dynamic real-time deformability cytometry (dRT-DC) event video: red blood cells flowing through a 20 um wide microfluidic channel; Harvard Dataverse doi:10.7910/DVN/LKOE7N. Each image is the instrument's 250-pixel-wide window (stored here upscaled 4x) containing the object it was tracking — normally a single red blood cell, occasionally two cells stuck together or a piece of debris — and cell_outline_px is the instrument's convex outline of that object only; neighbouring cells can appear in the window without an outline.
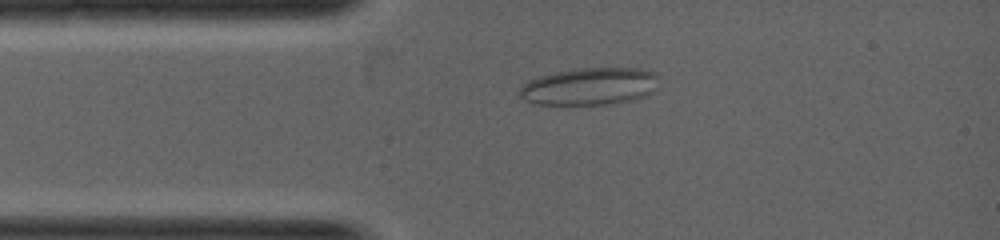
{"species": "common noctule bat (a hibernating species)", "species_latin": "Nyctalus noctula", "temperature_condition": "warm", "stored_images_in_passage": 2, "camera_frame_rate_fps": 5000, "um_per_image_px": 0.085, "animal": {"sex": "female", "body_mass_g": 19.0, "forearm_length_mm": 53.3}, "frame": {"image": 1, "passage_image": 1, "time_ms": 0.0, "image_size_px": [1000, 240], "cell_outline_px": [[656, 88], [652, 92], [636, 100], [604, 104], [532, 104], [520, 96], [520, 88], [528, 80], [540, 76], [556, 72], [576, 68], [640, 68], [656, 72]], "centroid_in_image_um": [50.13, 7.34], "position_along_channel_um": 34.9, "area_um2": 30.23}}